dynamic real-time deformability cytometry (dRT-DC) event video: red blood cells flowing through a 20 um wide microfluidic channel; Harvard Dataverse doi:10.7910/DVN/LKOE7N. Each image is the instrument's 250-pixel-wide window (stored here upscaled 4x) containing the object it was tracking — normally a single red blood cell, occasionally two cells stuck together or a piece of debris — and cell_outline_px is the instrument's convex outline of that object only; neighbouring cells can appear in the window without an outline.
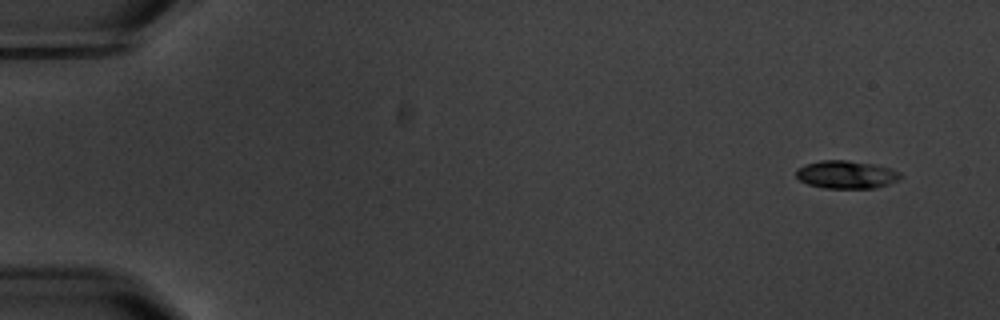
{"species": "common noctule bat (a hibernating species)", "species_latin": "Nyctalus noctula", "temperature_condition": "warm", "stored_images_in_passage": 5, "camera_frame_rate_fps": 3000, "um_per_image_px": 0.085, "animal": {"sex": "male", "body_mass_g": 20.1, "forearm_length_mm": 53.5}, "frame": {"image": 1, "passage_image": 1, "time_ms": 0.0, "image_size_px": [1000, 320], "cell_outline_px": [[904, 176], [888, 184], [876, 188], [824, 188], [808, 184], [800, 180], [796, 176], [796, 168], [804, 164], [820, 160], [844, 160], [872, 164], [888, 168], [900, 172]], "centroid_in_image_um": [71.9, 14.84], "position_along_channel_um": 13.1, "area_um2": 16.94}}
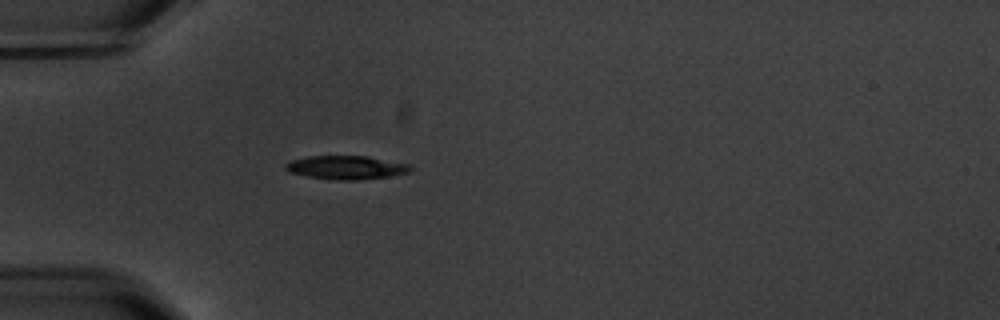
{"frame": {"image": 2, "passage_image": 5, "time_ms": 4.667, "image_size_px": [1000, 320], "cell_outline_px": [[412, 168], [408, 172], [388, 176], [356, 180], [336, 180], [308, 176], [288, 172], [284, 168], [284, 164], [292, 160], [308, 156], [368, 156], [408, 164]], "centroid_in_image_um": [29.38, 14.23], "position_along_channel_um": 55.6, "area_um2": 16.99}}